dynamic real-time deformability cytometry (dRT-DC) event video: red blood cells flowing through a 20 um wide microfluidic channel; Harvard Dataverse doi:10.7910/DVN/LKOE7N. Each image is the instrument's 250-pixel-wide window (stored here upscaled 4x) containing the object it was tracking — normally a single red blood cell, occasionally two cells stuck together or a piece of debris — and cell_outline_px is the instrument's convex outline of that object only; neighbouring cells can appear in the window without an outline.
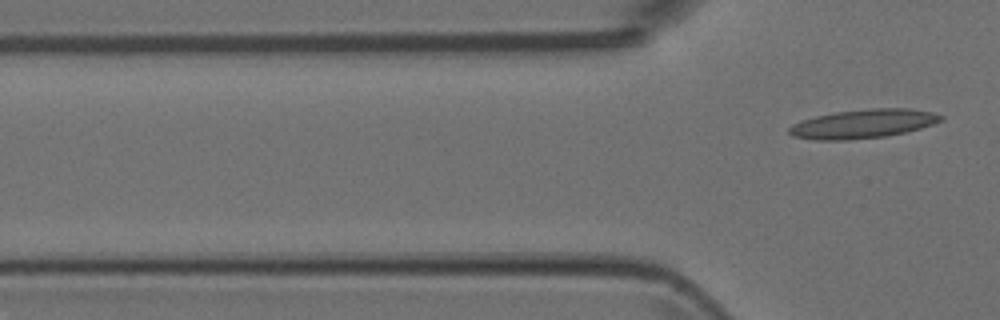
{"species": "Egyptian fruit bat (a non-hibernating species)", "species_latin": "Rousettus aegyptiacus", "temperature_condition": "room temperature", "stored_images_in_passage": 6, "camera_frame_rate_fps": 3000, "um_per_image_px": 0.085, "animal": {"sex": "female"}, "frame": {"image": 1, "passage_image": 6, "time_ms": 1.667, "image_size_px": [1000, 320], "cell_outline_px": [[944, 120], [920, 128], [904, 132], [884, 136], [848, 140], [816, 140], [792, 136], [788, 132], [788, 128], [792, 124], [816, 116], [836, 112], [872, 108], [908, 108], [932, 112], [944, 116]], "centroid_in_image_um": [73.36, 10.52], "position_along_channel_um": 52.4, "area_um2": 25.37}}